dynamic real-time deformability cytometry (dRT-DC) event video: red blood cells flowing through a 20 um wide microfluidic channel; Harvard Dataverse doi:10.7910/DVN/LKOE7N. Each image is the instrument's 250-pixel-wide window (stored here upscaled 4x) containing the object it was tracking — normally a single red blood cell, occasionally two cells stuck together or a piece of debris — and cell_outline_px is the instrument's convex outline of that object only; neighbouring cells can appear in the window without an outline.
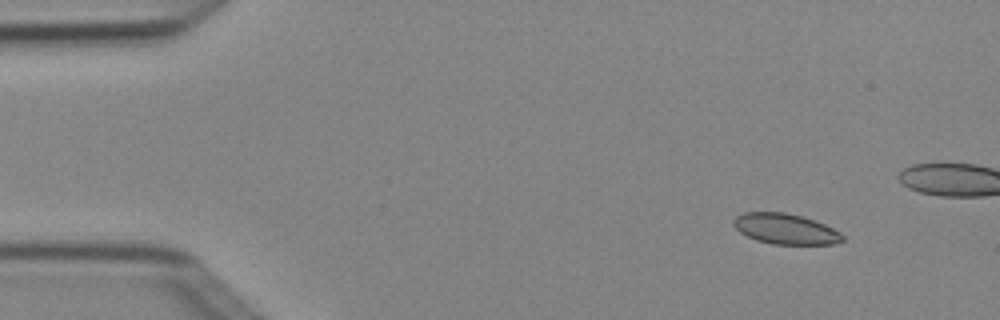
{"species": "Egyptian fruit bat (a non-hibernating species)", "species_latin": "Rousettus aegyptiacus", "temperature_condition": "cold", "stored_images_in_passage": 6, "camera_frame_rate_fps": 3000, "um_per_image_px": 0.085, "animal": {"sex": "female"}, "frame": {"image": 1, "passage_image": 2, "time_ms": 0.333, "image_size_px": [1000, 320], "cell_outline_px": [[844, 240], [832, 244], [772, 244], [756, 240], [740, 232], [732, 224], [732, 220], [736, 216], [744, 212], [784, 212], [800, 216], [824, 224], [840, 232], [844, 236]], "centroid_in_image_um": [66.73, 19.46], "position_along_channel_um": 18.3, "area_um2": 19.25}}
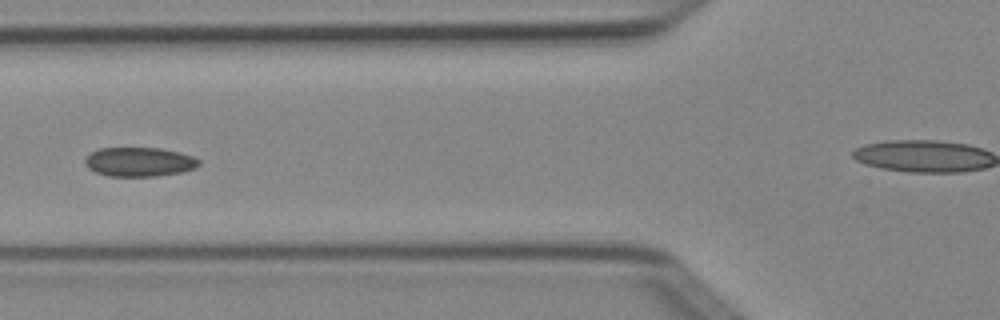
{"frame": {"image": 2, "passage_image": 6, "time_ms": 1.667, "image_size_px": [1000, 320], "cell_outline_px": [[200, 164], [196, 168], [184, 172], [156, 176], [108, 176], [96, 172], [88, 168], [84, 164], [84, 160], [92, 152], [100, 148], [160, 148], [180, 152], [192, 156], [200, 160]], "centroid_in_image_um": [11.87, 13.76], "position_along_channel_um": 113.9, "area_um2": 19.48}}